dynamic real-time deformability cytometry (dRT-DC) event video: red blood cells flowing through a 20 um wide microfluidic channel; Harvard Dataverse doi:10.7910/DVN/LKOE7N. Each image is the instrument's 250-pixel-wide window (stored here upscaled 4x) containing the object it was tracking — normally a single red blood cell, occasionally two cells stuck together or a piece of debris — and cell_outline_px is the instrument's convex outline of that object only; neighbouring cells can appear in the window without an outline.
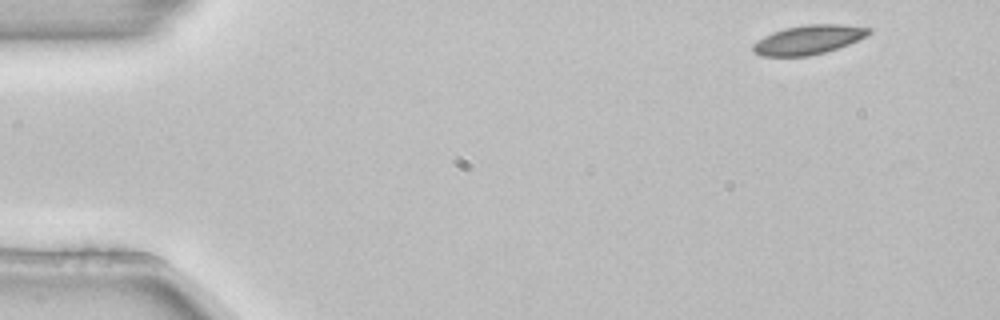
{"species": "common noctule bat (a hibernating species)", "species_latin": "Nyctalus noctula", "temperature_condition": "room temperature", "stored_images_in_passage": 4, "camera_frame_rate_fps": 3000, "um_per_image_px": 0.085, "animal": {"sex": "female", "body_mass_g": 22.7, "forearm_length_mm": 54.2}, "frame": {"image": 1, "passage_image": 1, "time_ms": 0.0, "image_size_px": [1000, 320], "cell_outline_px": [[872, 32], [868, 36], [848, 44], [824, 52], [808, 56], [760, 56], [752, 52], [752, 44], [764, 36], [772, 32], [784, 28], [808, 24], [840, 24], [872, 28]], "centroid_in_image_um": [68.71, 3.37], "position_along_channel_um": 16.3, "area_um2": 19.77}}
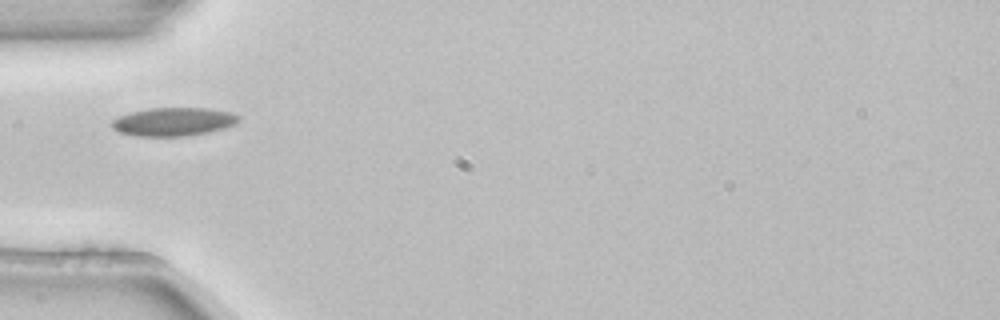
{"frame": {"image": 2, "passage_image": 4, "time_ms": 1.0, "image_size_px": [1000, 320], "cell_outline_px": [[240, 120], [236, 124], [224, 128], [208, 132], [184, 136], [136, 136], [120, 132], [112, 128], [112, 120], [120, 116], [132, 112], [148, 108], [208, 108], [228, 112], [240, 116]], "centroid_in_image_um": [14.76, 10.35], "position_along_channel_um": 70.2, "area_um2": 20.87}}